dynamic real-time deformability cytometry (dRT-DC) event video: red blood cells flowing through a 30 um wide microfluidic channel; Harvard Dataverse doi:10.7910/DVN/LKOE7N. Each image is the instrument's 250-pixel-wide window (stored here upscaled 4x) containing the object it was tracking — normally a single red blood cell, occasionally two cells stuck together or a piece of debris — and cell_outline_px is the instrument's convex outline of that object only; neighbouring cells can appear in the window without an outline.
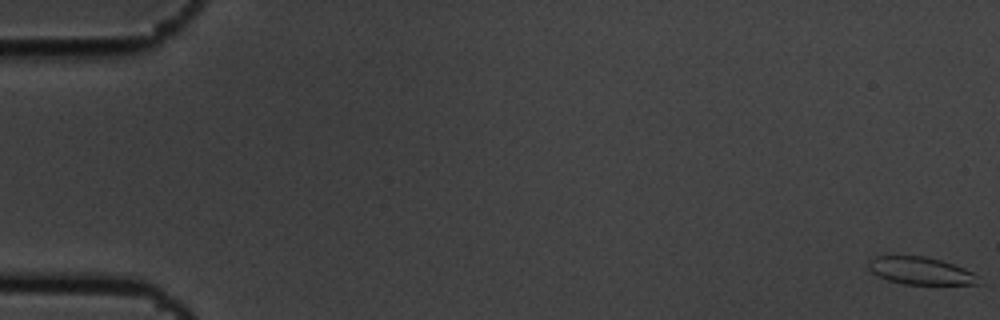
{"species": "common noctule bat (a hibernating species)", "species_latin": "Nyctalus noctula", "temperature_condition": "cold", "stored_images_in_passage": 6, "camera_frame_rate_fps": 3000, "um_per_image_px": 0.085, "animal": {"sex": "male", "body_mass_g": 19.5, "forearm_length_mm": 54.6}, "frame": {"image": 1, "passage_image": 1, "time_ms": 0.0, "image_size_px": [1000, 320], "cell_outline_px": [[984, 284], [904, 284], [888, 280], [872, 272], [868, 268], [868, 260], [876, 256], [924, 256], [940, 260], [964, 268], [972, 272]], "centroid_in_image_um": [78.25, 23.02], "position_along_channel_um": 6.8, "area_um2": 17.46}}
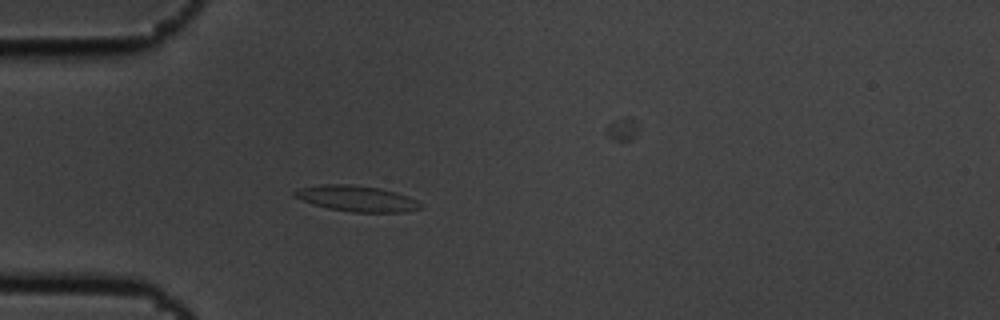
{"frame": {"image": 2, "passage_image": 5, "time_ms": 1.333, "image_size_px": [1000, 320], "cell_outline_px": [[424, 208], [404, 212], [352, 212], [328, 208], [312, 204], [292, 196], [292, 192], [300, 188], [320, 184], [348, 184], [376, 188], [396, 192], [408, 196], [424, 204]], "centroid_in_image_um": [30.33, 16.88], "position_along_channel_um": 54.7, "area_um2": 19.02}}